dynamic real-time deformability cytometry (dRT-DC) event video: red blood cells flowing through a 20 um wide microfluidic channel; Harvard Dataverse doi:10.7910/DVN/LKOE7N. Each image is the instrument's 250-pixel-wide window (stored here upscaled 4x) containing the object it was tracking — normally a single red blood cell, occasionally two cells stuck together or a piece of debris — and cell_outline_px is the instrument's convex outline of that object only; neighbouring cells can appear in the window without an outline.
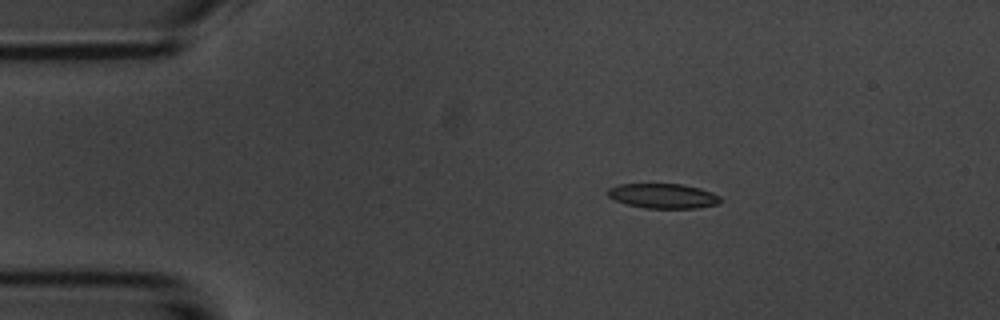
{"species": "common noctule bat (a hibernating species)", "species_latin": "Nyctalus noctula", "temperature_condition": "room temperature", "stored_images_in_passage": 13, "camera_frame_rate_fps": 3000, "um_per_image_px": 0.085, "animal": {"sex": "male", "body_mass_g": 20.1, "forearm_length_mm": 53.5}, "frame": {"image": 1, "passage_image": 1, "time_ms": 0.0, "image_size_px": [1000, 320], "cell_outline_px": [[720, 200], [716, 204], [696, 208], [644, 208], [628, 204], [616, 200], [608, 196], [608, 188], [620, 184], [684, 184], [700, 188], [712, 192], [720, 196]], "centroid_in_image_um": [56.37, 16.65], "position_along_channel_um": 28.6, "area_um2": 16.13}}
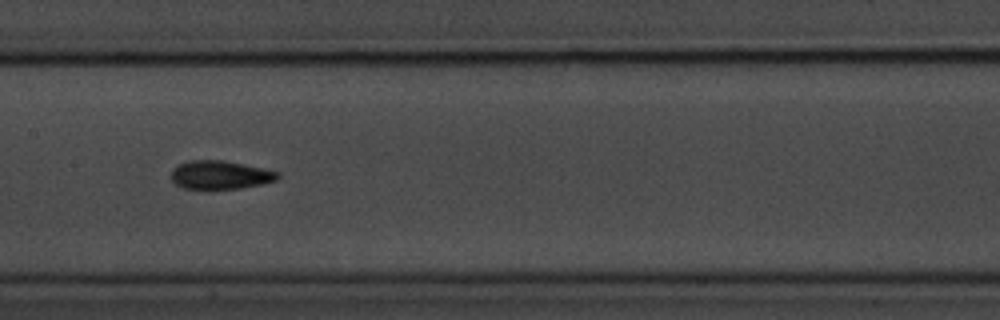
{"frame": {"image": 2, "passage_image": 6, "time_ms": 5.667, "image_size_px": [1000, 320], "cell_outline_px": [[280, 176], [276, 180], [264, 184], [240, 188], [208, 192], [204, 192], [184, 188], [176, 184], [172, 180], [172, 168], [188, 160], [224, 160], [280, 172]], "centroid_in_image_um": [18.69, 14.91], "position_along_channel_um": 188.7, "area_um2": 18.38}}
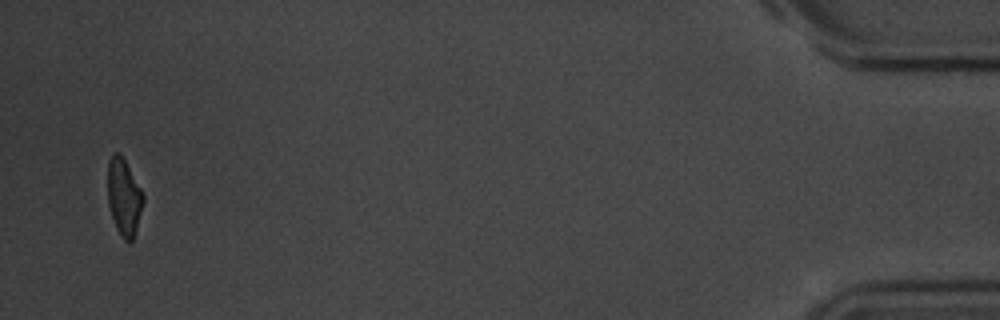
{"frame": {"image": 3, "passage_image": 13, "time_ms": 14.333, "image_size_px": [1000, 320], "cell_outline_px": [[144, 200], [136, 228], [132, 240], [128, 244], [120, 236], [116, 228], [108, 204], [108, 164], [112, 152], [120, 152], [140, 188], [144, 196]], "centroid_in_image_um": [10.52, 16.75], "position_along_channel_um": 424.7, "area_um2": 15.72}, "authors_computed_cell_mechanics": {"area_um2": 17.051, "velocity_mm_per_s": 3.7195, "shape_relaxation_time_tau1_ms": 2.3818, "shape_relaxation_time_tau2_ms": 2.166, "deformation_change_tau1": 0.1076, "deformation_change_tau2": 0.0732}}